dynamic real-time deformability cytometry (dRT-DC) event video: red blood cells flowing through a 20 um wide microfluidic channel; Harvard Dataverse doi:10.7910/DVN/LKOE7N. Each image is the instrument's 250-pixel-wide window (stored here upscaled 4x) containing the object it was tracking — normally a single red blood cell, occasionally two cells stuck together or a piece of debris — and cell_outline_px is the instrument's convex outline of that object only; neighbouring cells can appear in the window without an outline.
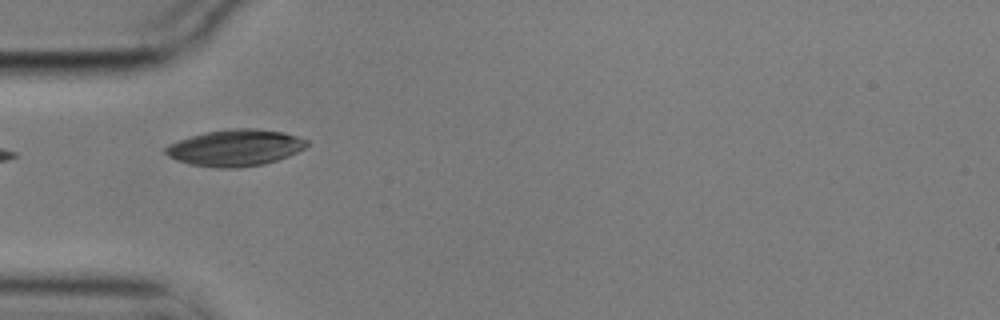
{"species": "common noctule bat (a hibernating species)", "species_latin": "Nyctalus noctula", "temperature_condition": "cold", "stored_images_in_passage": 6, "camera_frame_rate_fps": 3000, "um_per_image_px": 0.085, "animal": {"sex": "male", "body_mass_g": 17.9}, "frame": {"image": 1, "passage_image": 5, "time_ms": 1.333, "image_size_px": [1000, 320], "cell_outline_px": [[308, 144], [304, 148], [288, 156], [264, 164], [236, 168], [216, 168], [192, 164], [176, 160], [168, 156], [164, 152], [164, 148], [168, 144], [204, 132], [232, 128], [256, 128], [284, 132], [308, 140]], "centroid_in_image_um": [19.99, 12.55], "position_along_channel_um": 65.0, "area_um2": 30.0}}
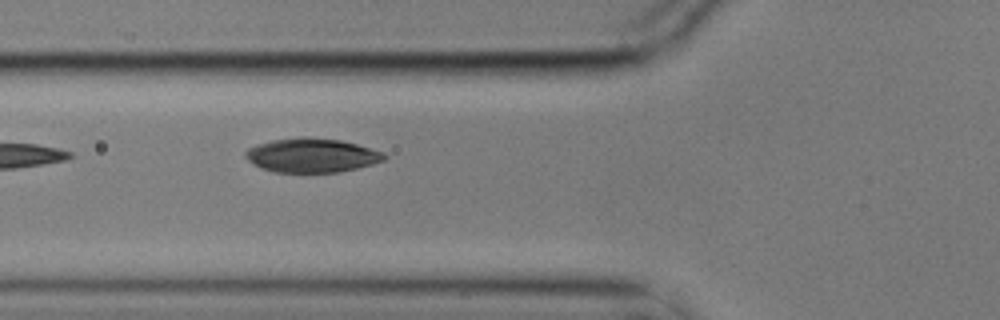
{"frame": {"image": 2, "passage_image": 6, "time_ms": 1.667, "image_size_px": [1000, 320], "cell_outline_px": [[388, 156], [384, 160], [372, 164], [340, 172], [272, 172], [260, 168], [248, 160], [244, 156], [244, 152], [248, 148], [256, 144], [272, 140], [300, 136], [308, 136], [340, 140], [356, 144], [384, 152]], "centroid_in_image_um": [26.47, 13.19], "position_along_channel_um": 99.3, "area_um2": 27.8}}